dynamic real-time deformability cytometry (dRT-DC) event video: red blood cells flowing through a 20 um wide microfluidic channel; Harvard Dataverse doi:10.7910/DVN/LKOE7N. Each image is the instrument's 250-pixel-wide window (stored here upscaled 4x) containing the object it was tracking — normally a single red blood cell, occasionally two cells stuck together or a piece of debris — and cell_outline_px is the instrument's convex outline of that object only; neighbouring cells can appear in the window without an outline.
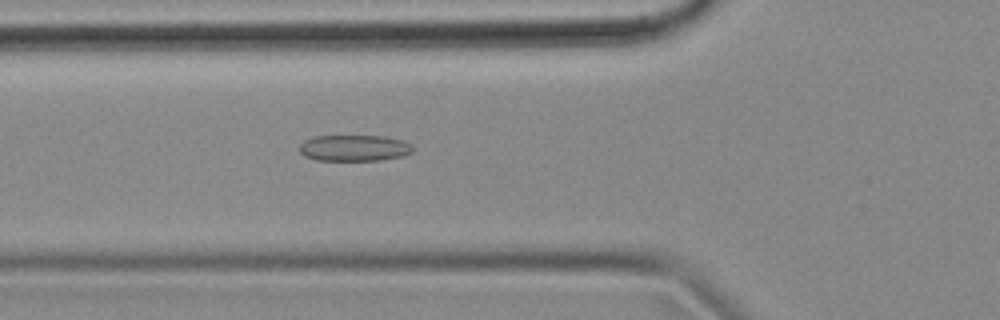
{"species": "common noctule bat (a hibernating species)", "species_latin": "Nyctalus noctula", "temperature_condition": "cold", "stored_images_in_passage": 54, "camera_frame_rate_fps": 3000, "um_per_image_px": 0.085, "animal": {"sex": "female", "body_mass_g": 18.4}, "frame": {"image": 1, "passage_image": 19, "time_ms": 6.0, "image_size_px": [1000, 320], "cell_outline_px": [[412, 152], [404, 156], [380, 160], [316, 160], [304, 156], [300, 152], [300, 144], [304, 140], [312, 136], [384, 136], [404, 140], [412, 144]], "centroid_in_image_um": [30.12, 12.57], "position_along_channel_um": 95.7, "area_um2": 17.46}}
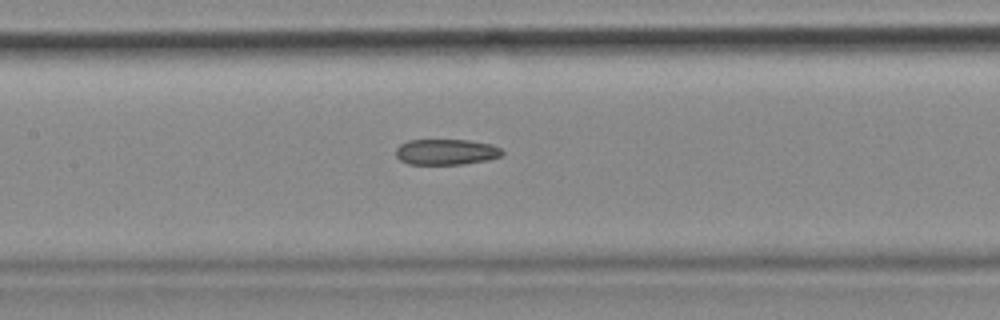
{"frame": {"image": 2, "passage_image": 25, "time_ms": 8.0, "image_size_px": [1000, 320], "cell_outline_px": [[504, 152], [500, 156], [488, 160], [464, 164], [408, 164], [400, 160], [396, 156], [396, 148], [400, 144], [408, 140], [468, 140], [492, 144], [500, 148]], "centroid_in_image_um": [37.92, 12.91], "position_along_channel_um": 169.5, "area_um2": 16.01}}
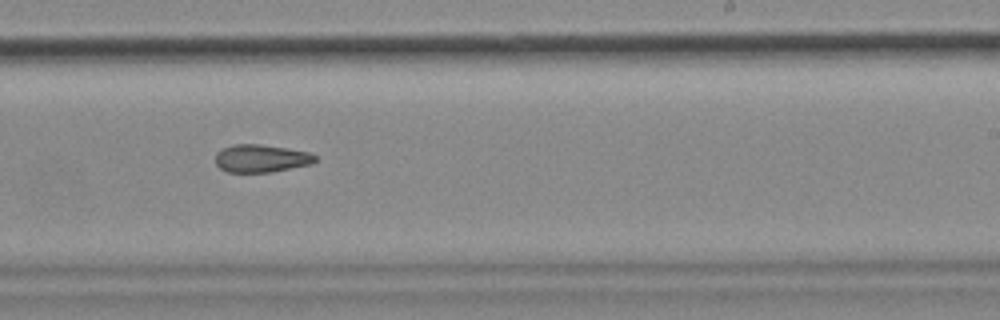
{"frame": {"image": 3, "passage_image": 33, "time_ms": 10.667, "image_size_px": [1000, 320], "cell_outline_px": [[316, 160], [312, 164], [272, 172], [228, 172], [220, 168], [216, 164], [216, 152], [232, 144], [260, 144], [288, 148], [308, 152], [316, 156]], "centroid_in_image_um": [22.2, 13.46], "position_along_channel_um": 266.8, "area_um2": 16.18}, "authors_computed_cell_mechanics": {"area_um2": 17.4267, "velocity_mm_per_s": 3.6695, "shape_relaxation_time_tau1_ms": null, "shape_relaxation_time_tau2_ms": 7.8721, "deformation_change_tau1": null, "deformation_change_tau2": 0.1652}}